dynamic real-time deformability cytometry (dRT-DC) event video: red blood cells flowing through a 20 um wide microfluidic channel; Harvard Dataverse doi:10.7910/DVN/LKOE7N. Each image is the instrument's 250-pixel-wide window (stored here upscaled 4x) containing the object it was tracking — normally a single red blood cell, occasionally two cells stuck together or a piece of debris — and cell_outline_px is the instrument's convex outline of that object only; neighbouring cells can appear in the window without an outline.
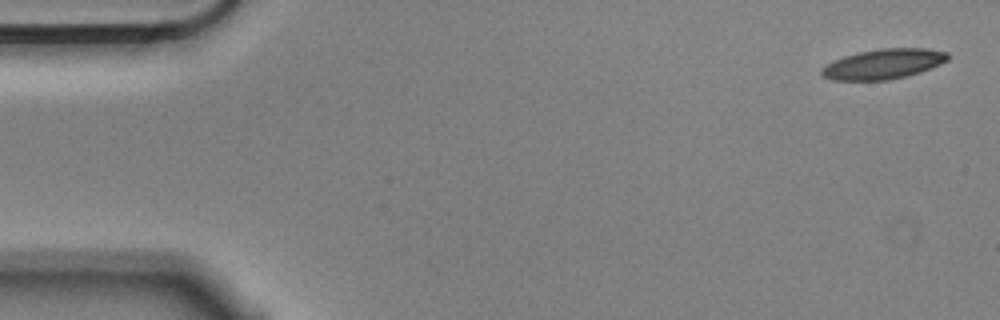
{"species": "Egyptian fruit bat (a non-hibernating species)", "species_latin": "Rousettus aegyptiacus", "temperature_condition": "cold", "stored_images_in_passage": 5, "camera_frame_rate_fps": 3000, "um_per_image_px": 0.085, "animal": {"sex": "male"}, "frame": {"image": 1, "passage_image": 1, "time_ms": 0.0, "image_size_px": [1000, 320], "cell_outline_px": [[948, 60], [940, 64], [920, 72], [908, 76], [888, 80], [832, 80], [824, 76], [820, 72], [820, 68], [844, 56], [860, 52], [880, 48], [928, 48], [948, 52]], "centroid_in_image_um": [75.12, 5.44], "position_along_channel_um": 9.9, "area_um2": 22.02}}
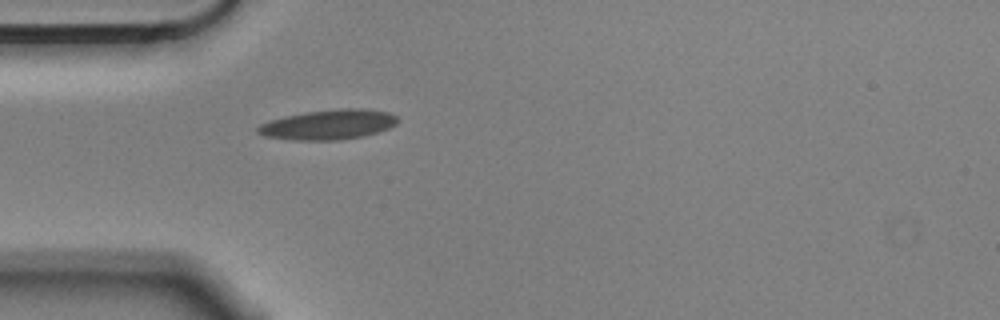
{"frame": {"image": 2, "passage_image": 5, "time_ms": 1.333, "image_size_px": [1000, 320], "cell_outline_px": [[400, 120], [396, 124], [388, 128], [364, 136], [340, 140], [288, 140], [264, 136], [256, 132], [256, 128], [260, 124], [268, 120], [284, 116], [304, 112], [340, 108], [364, 108], [388, 112], [396, 116]], "centroid_in_image_um": [27.88, 10.59], "position_along_channel_um": 57.1, "area_um2": 24.68}}